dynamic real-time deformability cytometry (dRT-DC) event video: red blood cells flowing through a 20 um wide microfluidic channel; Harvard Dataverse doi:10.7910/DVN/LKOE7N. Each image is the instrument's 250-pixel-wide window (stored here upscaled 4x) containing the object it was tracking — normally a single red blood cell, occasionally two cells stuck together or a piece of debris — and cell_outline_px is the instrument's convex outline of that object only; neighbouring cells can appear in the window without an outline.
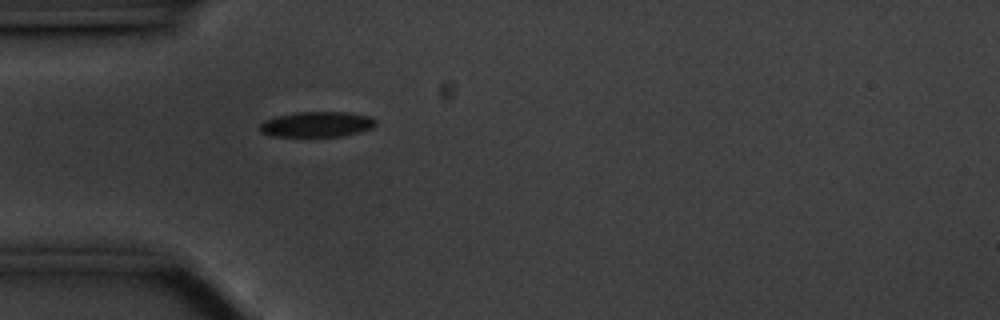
{"species": "common noctule bat (a hibernating species)", "species_latin": "Nyctalus noctula", "temperature_condition": "cold", "stored_images_in_passage": 33, "camera_frame_rate_fps": 3000, "um_per_image_px": 0.085, "animal": {"sex": "male", "body_mass_g": 20.1, "forearm_length_mm": 53.5}, "frame": {"image": 1, "passage_image": 1, "time_ms": 0.0, "image_size_px": [1000, 320], "cell_outline_px": [[376, 124], [372, 128], [360, 132], [344, 136], [272, 136], [260, 132], [260, 124], [264, 120], [276, 116], [296, 112], [348, 112], [372, 116], [376, 120]], "centroid_in_image_um": [26.96, 10.56], "position_along_channel_um": 58.0, "area_um2": 17.28}, "authors_computed_cell_mechanics": {"area_um2": 17.2822, "velocity_mm_per_s": 3.5167, "shape_relaxation_time_tau1_ms": 2.9243, "shape_relaxation_time_tau2_ms": null, "deformation_change_tau1": 0.0692, "deformation_change_tau2": null}}